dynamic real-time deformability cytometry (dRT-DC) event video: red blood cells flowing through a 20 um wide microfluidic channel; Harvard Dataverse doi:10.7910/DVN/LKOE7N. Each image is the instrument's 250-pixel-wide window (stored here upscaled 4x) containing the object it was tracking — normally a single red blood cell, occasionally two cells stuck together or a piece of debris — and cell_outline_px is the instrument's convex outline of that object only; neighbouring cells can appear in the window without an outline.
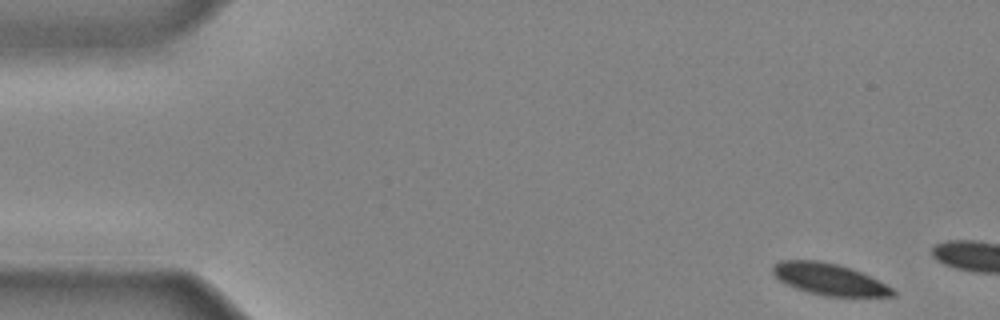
{"species": "common noctule bat (a hibernating species)", "species_latin": "Nyctalus noctula", "temperature_condition": "cold", "stored_images_in_passage": 7, "camera_frame_rate_fps": 3000, "um_per_image_px": 0.085, "animal": {"sex": "male", "body_mass_g": 20.4}, "frame": {"image": 1, "passage_image": 1, "time_ms": 0.0, "image_size_px": [1000, 320], "cell_outline_px": [[896, 296], [824, 296], [808, 292], [796, 288], [780, 280], [772, 272], [772, 264], [780, 260], [820, 260], [852, 268], [892, 288], [896, 292]], "centroid_in_image_um": [70.44, 23.72], "position_along_channel_um": 14.6, "area_um2": 21.85}}